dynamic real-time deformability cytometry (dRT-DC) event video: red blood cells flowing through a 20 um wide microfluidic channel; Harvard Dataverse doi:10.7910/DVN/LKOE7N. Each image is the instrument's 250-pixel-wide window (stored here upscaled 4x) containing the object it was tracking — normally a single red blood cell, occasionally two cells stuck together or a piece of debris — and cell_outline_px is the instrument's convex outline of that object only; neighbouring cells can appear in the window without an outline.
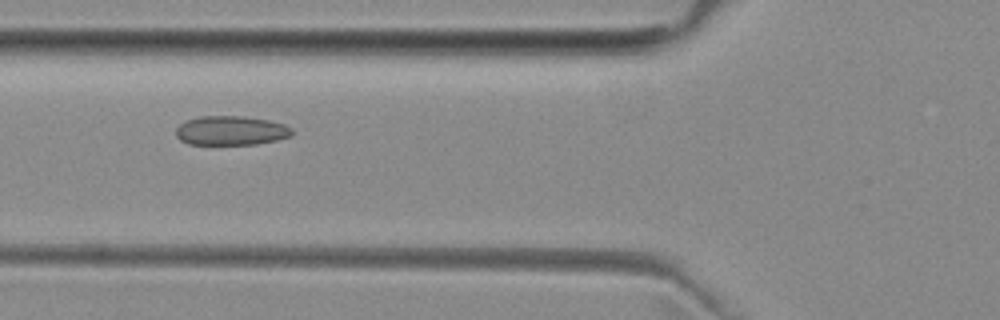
{"species": "common noctule bat (a hibernating species)", "species_latin": "Nyctalus noctula", "temperature_condition": "room temperature", "stored_images_in_passage": 6, "camera_frame_rate_fps": 3000, "um_per_image_px": 0.085, "animal": {"sex": "female", "body_mass_g": 29.2, "forearm_length_mm": 56.3}, "frame": {"image": 1, "passage_image": 4, "time_ms": 4.333, "image_size_px": [1000, 320], "cell_outline_px": [[292, 136], [276, 140], [256, 144], [188, 144], [180, 140], [176, 136], [176, 128], [184, 120], [200, 116], [244, 116], [268, 120], [284, 124], [292, 128]], "centroid_in_image_um": [19.61, 11.09], "position_along_channel_um": 106.2, "area_um2": 19.88}}
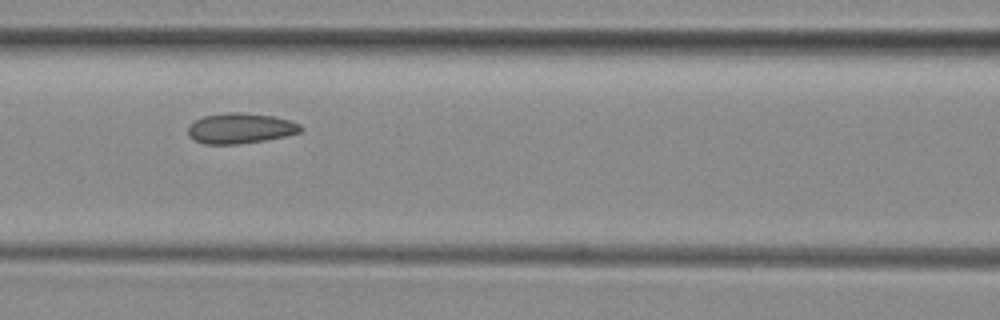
{"frame": {"image": 2, "passage_image": 5, "time_ms": 5.333, "image_size_px": [1000, 320], "cell_outline_px": [[304, 128], [300, 132], [284, 136], [264, 140], [236, 144], [204, 144], [196, 140], [188, 132], [188, 128], [196, 120], [204, 116], [224, 112], [240, 112], [272, 116], [288, 120], [300, 124]], "centroid_in_image_um": [20.45, 10.9], "position_along_channel_um": 146.1, "area_um2": 19.65}}
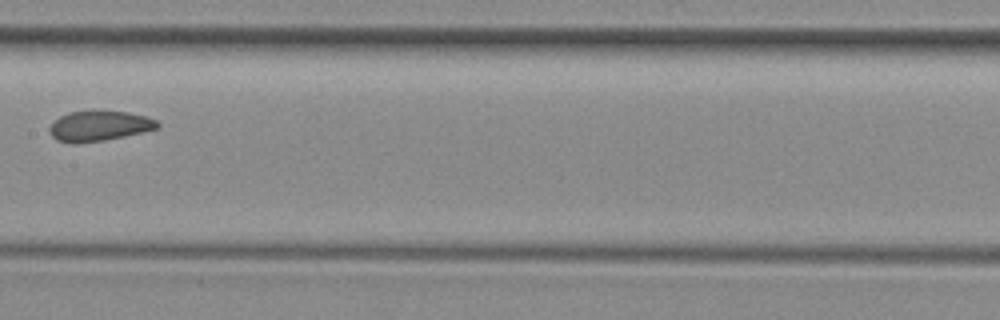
{"frame": {"image": 3, "passage_image": 6, "time_ms": 6.667, "image_size_px": [1000, 320], "cell_outline_px": [[160, 124], [156, 128], [124, 136], [104, 140], [76, 144], [72, 144], [56, 140], [48, 132], [48, 128], [60, 116], [72, 112], [128, 112], [148, 116], [156, 120]], "centroid_in_image_um": [8.4, 10.73], "position_along_channel_um": 199.0, "area_um2": 18.67}}